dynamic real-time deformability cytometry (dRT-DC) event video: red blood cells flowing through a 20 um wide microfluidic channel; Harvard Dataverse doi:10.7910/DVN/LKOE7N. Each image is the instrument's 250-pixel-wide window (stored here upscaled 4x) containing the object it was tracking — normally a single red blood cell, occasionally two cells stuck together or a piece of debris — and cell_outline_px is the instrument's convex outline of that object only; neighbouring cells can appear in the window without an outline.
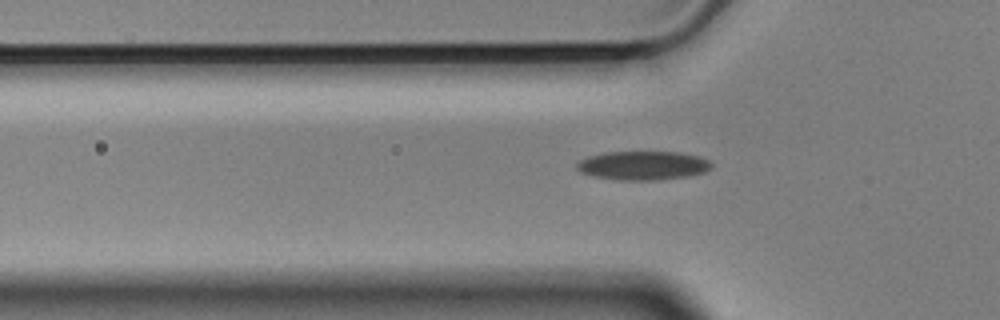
{"species": "Egyptian fruit bat (a non-hibernating species)", "species_latin": "Rousettus aegyptiacus", "temperature_condition": "cold", "stored_images_in_passage": 42, "camera_frame_rate_fps": 3000, "um_per_image_px": 0.085, "animal": {"sex": "male"}, "frame": {"image": 1, "passage_image": 6, "time_ms": 1.667, "image_size_px": [1000, 320], "cell_outline_px": [[712, 168], [704, 172], [688, 176], [656, 180], [616, 180], [596, 176], [580, 172], [576, 168], [576, 164], [580, 160], [588, 156], [604, 152], [680, 152], [696, 156], [708, 160], [712, 164]], "centroid_in_image_um": [54.64, 14.07], "position_along_channel_um": 71.2, "area_um2": 22.6}}
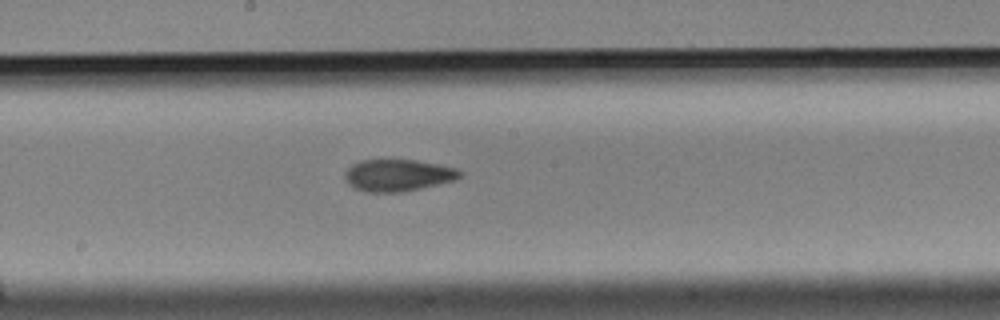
{"frame": {"image": 2, "passage_image": 18, "time_ms": 5.667, "image_size_px": [1000, 320], "cell_outline_px": [[460, 176], [456, 180], [420, 188], [400, 192], [364, 192], [348, 184], [344, 176], [344, 172], [352, 164], [360, 160], [416, 160], [456, 168], [460, 172]], "centroid_in_image_um": [33.78, 14.9], "position_along_channel_um": 214.4, "area_um2": 21.21}}
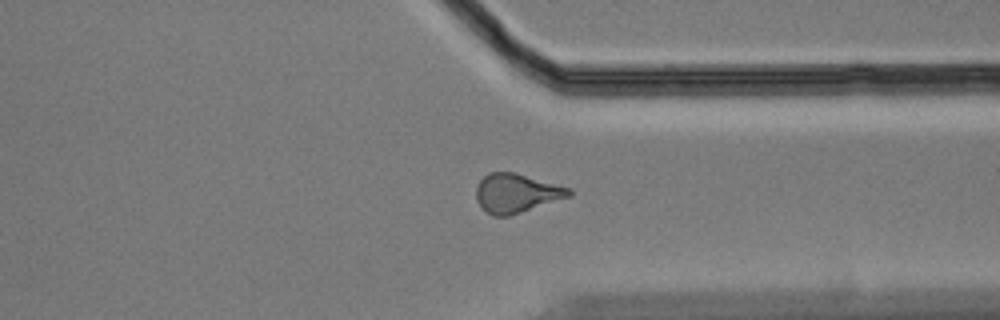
{"frame": {"image": 3, "passage_image": 31, "time_ms": 10.0, "image_size_px": [1000, 320], "cell_outline_px": [[572, 196], [508, 216], [492, 216], [480, 208], [476, 200], [476, 188], [480, 180], [488, 172], [516, 172], [572, 188]], "centroid_in_image_um": [43.89, 16.41], "position_along_channel_um": 367.5, "area_um2": 21.39}, "authors_computed_cell_mechanics": {"area_um2": 21.2126, "velocity_mm_per_s": 3.5525, "shape_relaxation_time_tau1_ms": 5.5387, "shape_relaxation_time_tau2_ms": 4.1589, "deformation_change_tau1": 0.1412, "deformation_change_tau2": 0.1125}}